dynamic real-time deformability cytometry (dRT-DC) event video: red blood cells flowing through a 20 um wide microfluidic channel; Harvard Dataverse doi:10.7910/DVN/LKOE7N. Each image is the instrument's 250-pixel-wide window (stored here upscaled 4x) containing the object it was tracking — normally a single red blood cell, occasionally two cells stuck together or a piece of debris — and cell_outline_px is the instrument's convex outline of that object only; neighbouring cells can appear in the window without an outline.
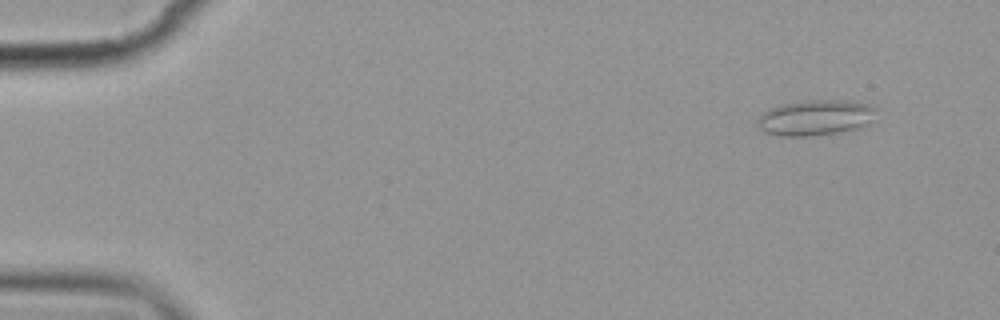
{"species": "common noctule bat (a hibernating species)", "species_latin": "Nyctalus noctula", "temperature_condition": "cold", "stored_images_in_passage": 15, "camera_frame_rate_fps": 3000, "um_per_image_px": 0.085, "animal": {"sex": "female", "body_mass_g": 19.9}, "frame": {"image": 1, "passage_image": 2, "time_ms": 1.0, "image_size_px": [1000, 320], "cell_outline_px": [[876, 108], [868, 124], [856, 128], [836, 132], [808, 136], [780, 136], [764, 132], [760, 128], [756, 120], [764, 112], [772, 108], [784, 104], [804, 100], [836, 100], [872, 104]], "centroid_in_image_um": [69.28, 10.0], "position_along_channel_um": 15.7, "area_um2": 24.16}}
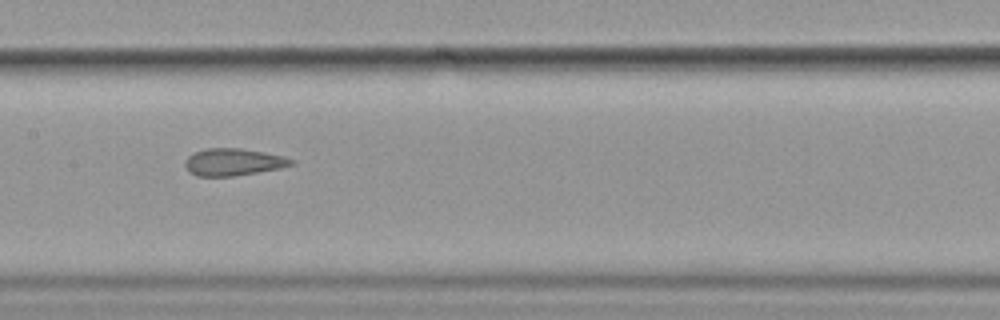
{"frame": {"image": 2, "passage_image": 8, "time_ms": 9.0, "image_size_px": [1000, 320], "cell_outline_px": [[296, 164], [280, 168], [232, 176], [196, 176], [188, 172], [184, 164], [184, 160], [188, 156], [204, 148], [240, 148], [264, 152], [284, 156], [296, 160]], "centroid_in_image_um": [19.83, 13.77], "position_along_channel_um": 187.6, "area_um2": 16.94}}
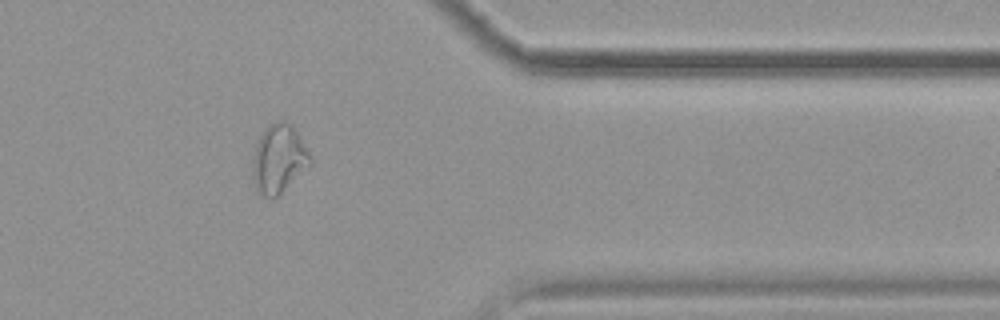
{"frame": {"image": 3, "passage_image": 13, "time_ms": 15.0, "image_size_px": [1000, 320], "cell_outline_px": [[312, 164], [272, 200], [260, 196], [256, 188], [252, 176], [252, 160], [256, 144], [264, 128], [268, 124], [276, 120], [284, 120], [292, 124], [312, 156]], "centroid_in_image_um": [23.68, 13.49], "position_along_channel_um": 387.7, "area_um2": 23.41}}